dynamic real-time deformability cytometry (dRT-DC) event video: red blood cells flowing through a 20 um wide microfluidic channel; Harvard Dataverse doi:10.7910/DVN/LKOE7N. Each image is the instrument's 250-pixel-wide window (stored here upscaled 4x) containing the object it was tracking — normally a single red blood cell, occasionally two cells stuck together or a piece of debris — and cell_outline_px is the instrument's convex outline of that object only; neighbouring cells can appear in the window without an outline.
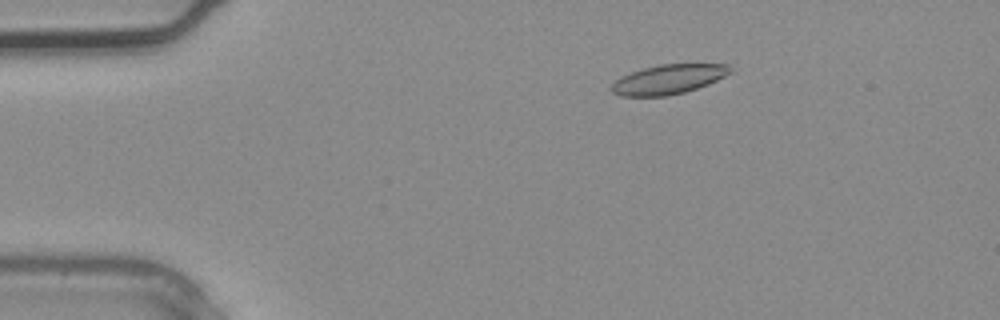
{"species": "common noctule bat (a hibernating species)", "species_latin": "Nyctalus noctula", "temperature_condition": "warm", "stored_images_in_passage": 2, "camera_frame_rate_fps": 3000, "um_per_image_px": 0.085, "animal": {"sex": "male", "body_mass_g": 20.4}, "frame": {"image": 1, "passage_image": 1, "time_ms": 0.0, "image_size_px": [1000, 320], "cell_outline_px": [[732, 72], [708, 84], [684, 92], [664, 96], [620, 96], [612, 92], [612, 84], [620, 76], [644, 68], [660, 64], [728, 64], [732, 68]], "centroid_in_image_um": [56.81, 6.74], "position_along_channel_um": 28.2, "area_um2": 20.23}}